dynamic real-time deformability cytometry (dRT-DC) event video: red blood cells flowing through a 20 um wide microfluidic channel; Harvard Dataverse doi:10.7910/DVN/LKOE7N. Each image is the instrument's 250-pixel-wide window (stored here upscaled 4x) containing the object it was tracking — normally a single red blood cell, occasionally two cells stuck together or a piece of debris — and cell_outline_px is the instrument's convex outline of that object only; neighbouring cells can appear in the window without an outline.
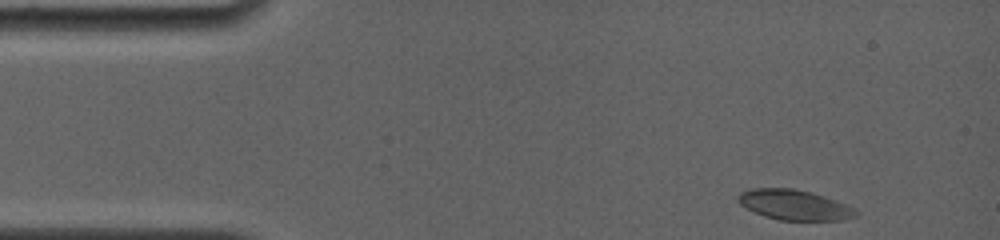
{"species": "common noctule bat (a hibernating species)", "species_latin": "Nyctalus noctula", "temperature_condition": "room temperature", "stored_images_in_passage": 7, "camera_frame_rate_fps": 4000, "um_per_image_px": 0.085, "animal": {"sex": "female", "body_mass_g": 19.0, "forearm_length_mm": 56.7}, "frame": {"image": 1, "passage_image": 1, "time_ms": 0.0, "image_size_px": [1000, 240], "cell_outline_px": [[860, 212], [856, 216], [844, 220], [780, 220], [764, 216], [740, 204], [736, 200], [736, 196], [740, 192], [752, 188], [792, 188], [824, 196], [848, 204]], "centroid_in_image_um": [67.53, 17.41], "position_along_channel_um": 17.5, "area_um2": 20.75}}
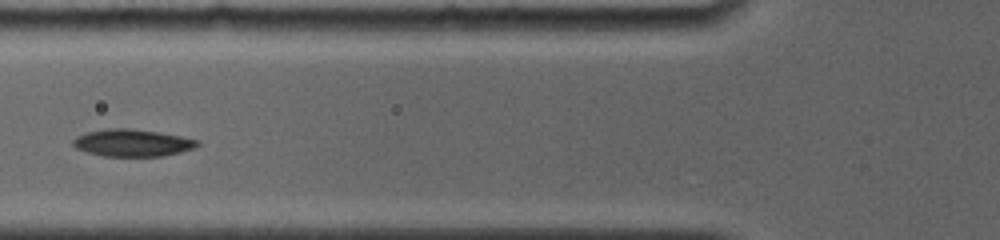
{"frame": {"image": 2, "passage_image": 5, "time_ms": 4.75, "image_size_px": [1000, 240], "cell_outline_px": [[200, 144], [192, 148], [180, 152], [164, 156], [100, 156], [76, 148], [72, 144], [72, 140], [76, 136], [88, 132], [108, 128], [128, 128], [156, 132], [180, 136], [200, 140]], "centroid_in_image_um": [11.23, 12.14], "position_along_channel_um": 114.6, "area_um2": 19.59}}
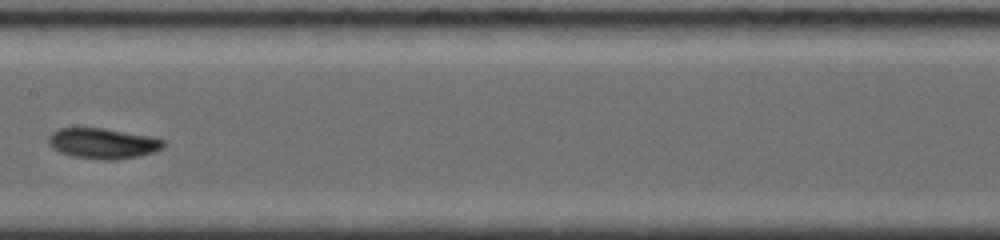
{"frame": {"image": 3, "passage_image": 7, "time_ms": 7.0, "image_size_px": [1000, 240], "cell_outline_px": [[164, 148], [156, 152], [116, 160], [100, 160], [72, 156], [60, 152], [52, 148], [48, 144], [48, 136], [52, 132], [60, 128], [104, 128], [148, 136], [164, 140]], "centroid_in_image_um": [8.73, 12.2], "position_along_channel_um": 198.7, "area_um2": 20.46}}